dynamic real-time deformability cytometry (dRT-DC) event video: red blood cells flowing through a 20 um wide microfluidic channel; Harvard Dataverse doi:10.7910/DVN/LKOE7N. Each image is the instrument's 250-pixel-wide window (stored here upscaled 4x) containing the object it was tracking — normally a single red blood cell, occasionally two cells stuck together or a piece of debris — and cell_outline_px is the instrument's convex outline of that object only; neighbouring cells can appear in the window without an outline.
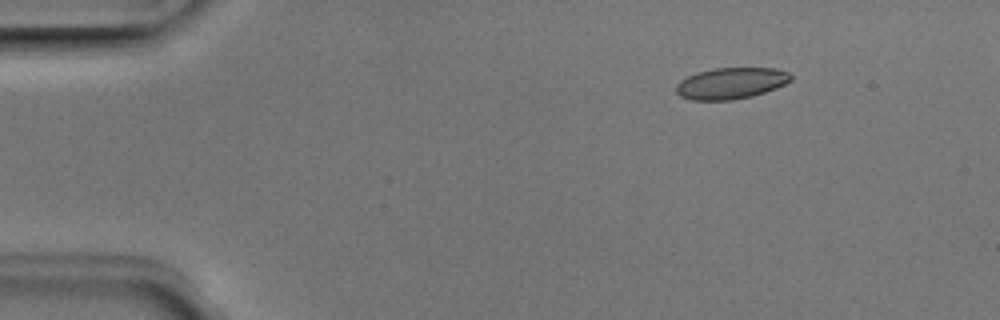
{"species": "Egyptian fruit bat (a non-hibernating species)", "species_latin": "Rousettus aegyptiacus", "temperature_condition": "room temperature", "stored_images_in_passage": 3, "camera_frame_rate_fps": 3000, "um_per_image_px": 0.085, "animal": {"sex": "male"}, "frame": {"image": 1, "passage_image": 1, "time_ms": 0.0, "image_size_px": [1000, 320], "cell_outline_px": [[792, 80], [776, 88], [752, 96], [732, 100], [692, 100], [680, 96], [676, 92], [676, 84], [680, 80], [696, 72], [712, 68], [776, 68], [788, 72], [792, 76]], "centroid_in_image_um": [62.12, 7.07], "position_along_channel_um": 22.9, "area_um2": 21.04}}